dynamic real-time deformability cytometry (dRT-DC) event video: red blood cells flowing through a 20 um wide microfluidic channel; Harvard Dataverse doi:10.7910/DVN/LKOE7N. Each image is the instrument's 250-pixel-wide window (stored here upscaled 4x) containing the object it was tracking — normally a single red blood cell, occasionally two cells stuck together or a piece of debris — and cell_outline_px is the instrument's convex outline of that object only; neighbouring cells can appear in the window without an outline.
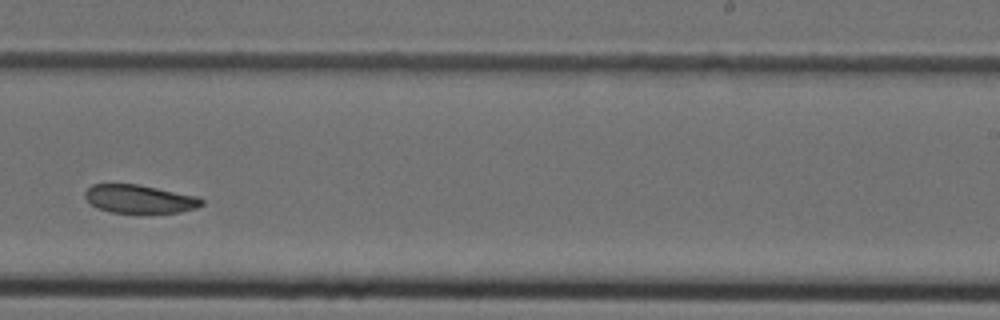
{"species": "Egyptian fruit bat (a non-hibernating species)", "species_latin": "Rousettus aegyptiacus", "temperature_condition": "cold", "stored_images_in_passage": 35, "camera_frame_rate_fps": 3000, "um_per_image_px": 0.085, "animal": {"sex": "female"}, "frame": {"image": 1, "passage_image": 20, "time_ms": 6.333, "image_size_px": [1000, 320], "cell_outline_px": [[204, 204], [196, 208], [180, 212], [112, 212], [100, 208], [92, 204], [84, 196], [84, 192], [92, 184], [136, 184], [196, 196], [204, 200]], "centroid_in_image_um": [11.87, 16.9], "position_along_channel_um": 277.1, "area_um2": 18.84}}
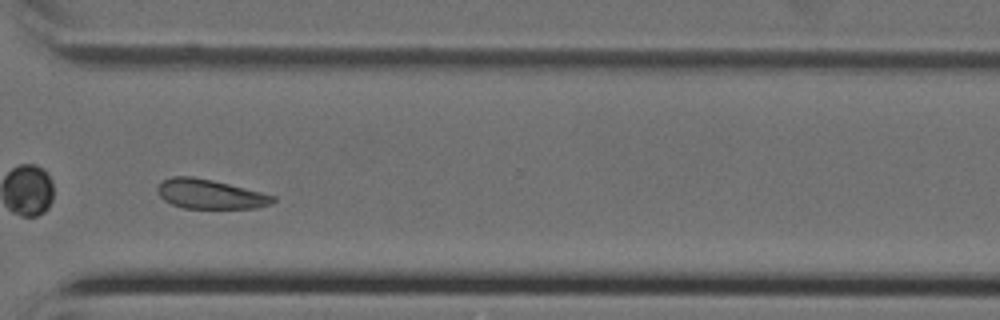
{"frame": {"image": 2, "passage_image": 25, "time_ms": 8.0, "image_size_px": [1000, 320], "cell_outline_px": [[276, 200], [272, 204], [256, 208], [184, 208], [172, 204], [164, 200], [156, 192], [156, 188], [164, 180], [172, 176], [192, 176], [212, 180], [276, 196]], "centroid_in_image_um": [17.85, 16.5], "position_along_channel_um": 352.8, "area_um2": 19.71}}